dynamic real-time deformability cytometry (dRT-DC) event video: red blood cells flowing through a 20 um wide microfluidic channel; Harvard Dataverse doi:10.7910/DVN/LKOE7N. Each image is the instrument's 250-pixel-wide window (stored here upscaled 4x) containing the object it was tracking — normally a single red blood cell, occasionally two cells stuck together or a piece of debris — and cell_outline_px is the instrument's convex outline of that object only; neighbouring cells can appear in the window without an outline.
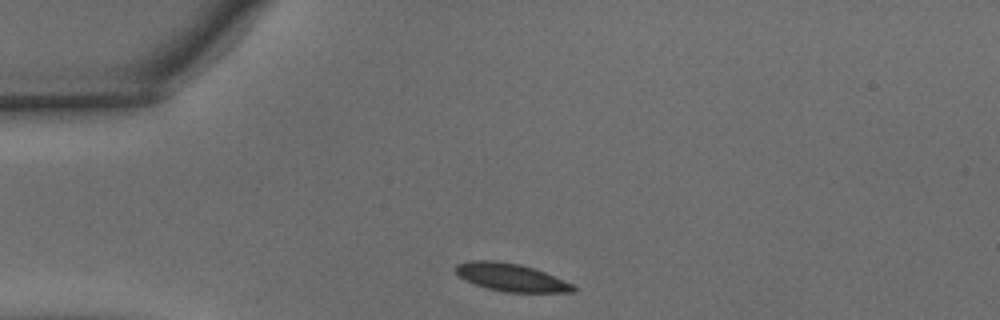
{"species": "common noctule bat (a hibernating species)", "species_latin": "Nyctalus noctula", "temperature_condition": "warm", "stored_images_in_passage": 28, "camera_frame_rate_fps": 3000, "um_per_image_px": 0.085, "animal": {"sex": "male", "body_mass_g": 15.6}, "frame": {"image": 1, "passage_image": 1, "time_ms": 0.0, "image_size_px": [1000, 320], "cell_outline_px": [[576, 292], [504, 292], [488, 288], [464, 280], [452, 268], [456, 264], [468, 260], [496, 260], [520, 264], [544, 272], [572, 284], [576, 288]], "centroid_in_image_um": [43.38, 23.56], "position_along_channel_um": 41.6, "area_um2": 19.02}}
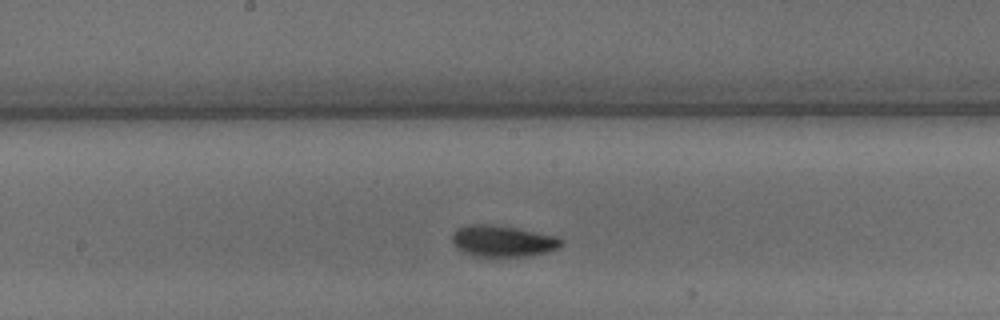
{"frame": {"image": 2, "passage_image": 15, "time_ms": 4.667, "image_size_px": [1000, 320], "cell_outline_px": [[564, 244], [548, 252], [524, 256], [472, 256], [456, 248], [452, 244], [452, 236], [456, 228], [464, 224], [492, 224], [516, 228], [556, 236], [564, 240]], "centroid_in_image_um": [42.69, 20.48], "position_along_channel_um": 205.5, "area_um2": 20.06}}
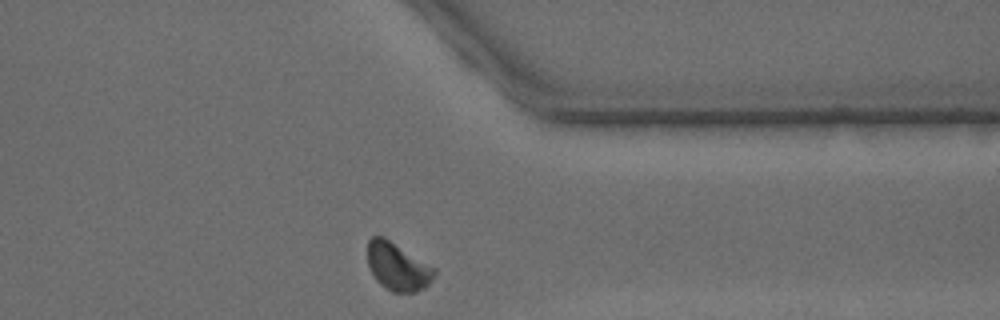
{"frame": {"image": 3, "passage_image": 28, "time_ms": 9.0, "image_size_px": [1000, 320], "cell_outline_px": [[436, 272], [432, 280], [424, 288], [416, 292], [392, 292], [380, 284], [376, 280], [368, 264], [368, 240], [372, 236], [384, 236], [436, 268]], "centroid_in_image_um": [33.81, 22.65], "position_along_channel_um": 377.6, "area_um2": 18.61}, "authors_computed_cell_mechanics": {"area_um2": 19.1607, "velocity_mm_per_s": 4.0878, "shape_relaxation_time_tau1_ms": 1.9466, "shape_relaxation_time_tau2_ms": 1.7094, "deformation_change_tau1": 0.1009, "deformation_change_tau2": 0.0528}}